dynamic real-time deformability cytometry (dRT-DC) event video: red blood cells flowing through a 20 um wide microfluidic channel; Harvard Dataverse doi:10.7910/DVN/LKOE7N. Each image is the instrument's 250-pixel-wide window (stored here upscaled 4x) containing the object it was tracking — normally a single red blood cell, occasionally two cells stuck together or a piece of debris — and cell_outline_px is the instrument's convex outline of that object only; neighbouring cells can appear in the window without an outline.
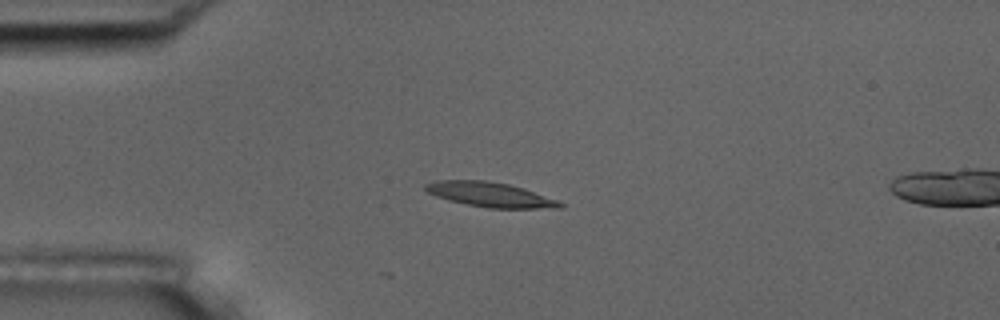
{"species": "common noctule bat (a hibernating species)", "species_latin": "Nyctalus noctula", "temperature_condition": "room temperature", "stored_images_in_passage": 13, "camera_frame_rate_fps": 3000, "um_per_image_px": 0.085, "animal": {"sex": "male", "body_mass_g": 17.5, "forearm_length_mm": 52.3}, "frame": {"image": 1, "passage_image": 13, "time_ms": 4.0, "image_size_px": [1000, 320], "cell_outline_px": [[564, 208], [488, 208], [448, 200], [436, 196], [428, 192], [424, 188], [424, 184], [436, 180], [488, 180], [508, 184], [524, 188], [560, 200], [564, 204]], "centroid_in_image_um": [41.71, 16.53], "position_along_channel_um": 43.3, "area_um2": 19.54}}